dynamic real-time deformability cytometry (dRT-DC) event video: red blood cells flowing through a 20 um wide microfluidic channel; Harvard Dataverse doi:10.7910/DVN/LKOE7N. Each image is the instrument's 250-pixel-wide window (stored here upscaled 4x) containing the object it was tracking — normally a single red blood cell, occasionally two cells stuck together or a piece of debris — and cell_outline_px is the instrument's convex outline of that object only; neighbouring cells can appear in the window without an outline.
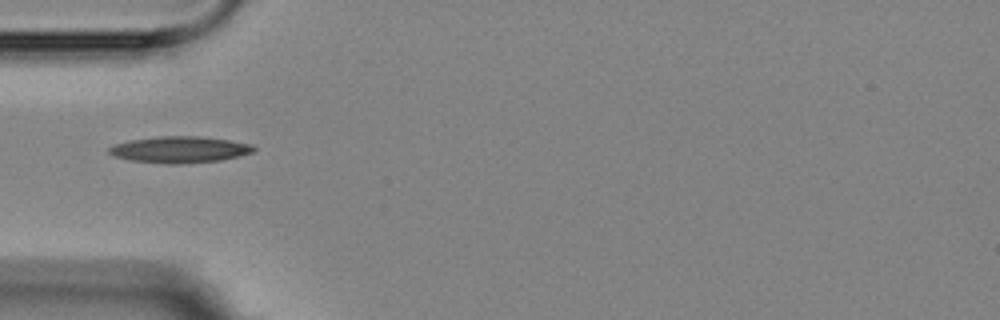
{"species": "Egyptian fruit bat (a non-hibernating species)", "species_latin": "Rousettus aegyptiacus", "temperature_condition": "room temperature", "stored_images_in_passage": 11, "camera_frame_rate_fps": 3000, "um_per_image_px": 0.085, "animal": {"sex": "female"}, "frame": {"image": 1, "passage_image": 1, "time_ms": 0.0, "image_size_px": [1000, 320], "cell_outline_px": [[256, 148], [252, 152], [220, 160], [176, 164], [168, 164], [132, 160], [112, 156], [108, 152], [108, 148], [112, 144], [132, 140], [160, 136], [200, 136], [228, 140], [252, 144]], "centroid_in_image_um": [15.23, 12.71], "position_along_channel_um": 69.8, "area_um2": 22.08}}
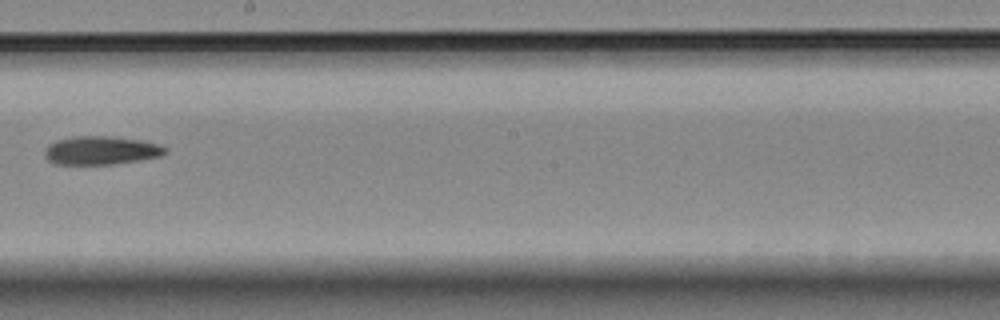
{"frame": {"image": 2, "passage_image": 5, "time_ms": 4.667, "image_size_px": [1000, 320], "cell_outline_px": [[168, 152], [160, 156], [112, 164], [56, 164], [48, 160], [44, 156], [44, 148], [48, 144], [56, 140], [72, 136], [104, 136], [140, 140], [160, 144], [168, 148]], "centroid_in_image_um": [8.55, 12.78], "position_along_channel_um": 239.6, "area_um2": 20.0}}
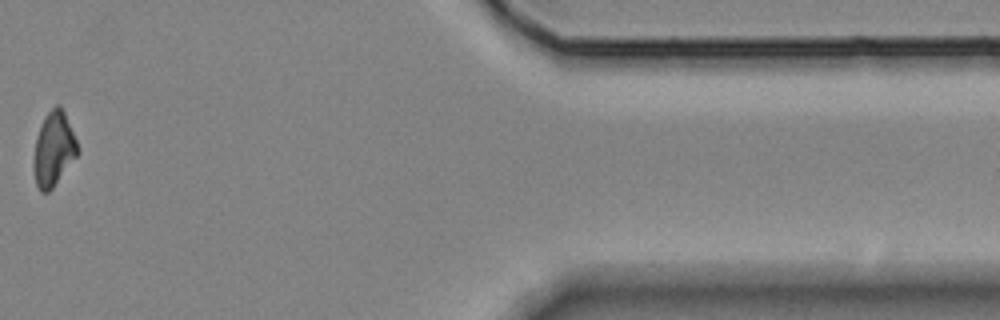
{"frame": {"image": 3, "passage_image": 10, "time_ms": 10.667, "image_size_px": [1000, 320], "cell_outline_px": [[76, 156], [52, 188], [48, 192], [40, 192], [36, 184], [32, 164], [32, 160], [36, 136], [44, 116], [56, 104], [60, 104], [64, 112], [76, 140]], "centroid_in_image_um": [4.5, 12.66], "position_along_channel_um": 406.9, "area_um2": 18.73}, "authors_computed_cell_mechanics": {"area_um2": 19.7676, "velocity_mm_per_s": 3.6333, "shape_relaxation_time_tau1_ms": 10.2549, "shape_relaxation_time_tau2_ms": 2.929, "deformation_change_tau1": 0.2076, "deformation_change_tau2": 0.0933}}